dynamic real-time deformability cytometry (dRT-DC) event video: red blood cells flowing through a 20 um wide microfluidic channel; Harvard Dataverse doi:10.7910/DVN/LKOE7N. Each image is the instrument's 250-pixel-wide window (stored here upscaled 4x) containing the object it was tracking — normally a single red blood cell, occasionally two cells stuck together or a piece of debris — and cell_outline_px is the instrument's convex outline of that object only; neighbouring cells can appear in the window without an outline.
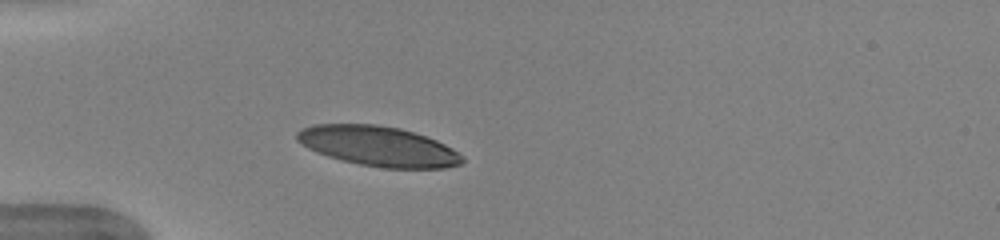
{"species": "human", "species_latin": "Homo sapiens", "temperature_condition": "warm", "stored_images_in_passage": 30, "camera_frame_rate_fps": 3000, "um_per_image_px": 0.085, "donor": {"sex": "female"}, "frame": {"image": 1, "passage_image": 1, "time_ms": 0.0, "image_size_px": [1000, 240], "cell_outline_px": [[464, 160], [460, 164], [444, 168], [384, 168], [360, 164], [328, 156], [316, 152], [308, 148], [296, 140], [296, 132], [300, 128], [312, 124], [376, 124], [400, 128], [428, 136], [452, 148], [464, 156]], "centroid_in_image_um": [32.15, 12.41], "position_along_channel_um": 52.9, "area_um2": 38.61}}
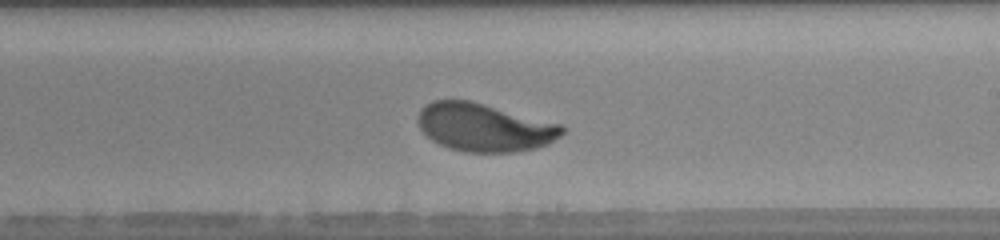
{"frame": {"image": 2, "passage_image": 17, "time_ms": 5.333, "image_size_px": [1000, 240], "cell_outline_px": [[568, 128], [560, 136], [548, 144], [536, 148], [516, 152], [464, 152], [448, 148], [432, 140], [420, 128], [416, 120], [420, 108], [424, 104], [432, 100], [472, 100], [560, 124]], "centroid_in_image_um": [41.16, 10.82], "position_along_channel_um": 247.8, "area_um2": 40.75}}
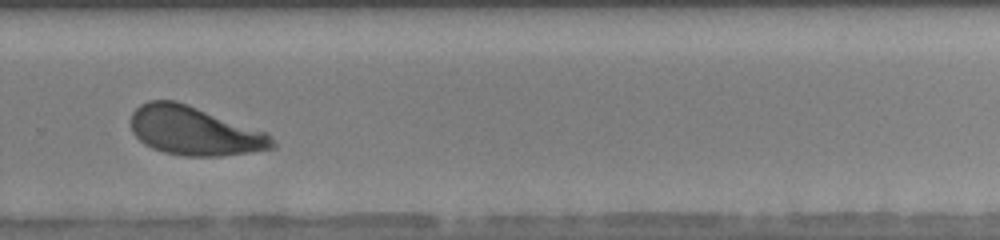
{"frame": {"image": 3, "passage_image": 22, "time_ms": 7.0, "image_size_px": [1000, 240], "cell_outline_px": [[276, 148], [220, 156], [184, 156], [164, 152], [152, 148], [144, 144], [132, 132], [128, 120], [132, 112], [140, 104], [148, 100], [176, 100], [188, 104], [268, 132], [276, 144]], "centroid_in_image_um": [16.5, 11.11], "position_along_channel_um": 313.3, "area_um2": 40.63}, "authors_computed_cell_mechanics": {"area_um2": 40.6912, "velocity_mm_per_s": 3.9431, "shape_relaxation_time_tau1_ms": 2.2684, "shape_relaxation_time_tau2_ms": null, "deformation_change_tau1": 0.1562, "deformation_change_tau2": null}}